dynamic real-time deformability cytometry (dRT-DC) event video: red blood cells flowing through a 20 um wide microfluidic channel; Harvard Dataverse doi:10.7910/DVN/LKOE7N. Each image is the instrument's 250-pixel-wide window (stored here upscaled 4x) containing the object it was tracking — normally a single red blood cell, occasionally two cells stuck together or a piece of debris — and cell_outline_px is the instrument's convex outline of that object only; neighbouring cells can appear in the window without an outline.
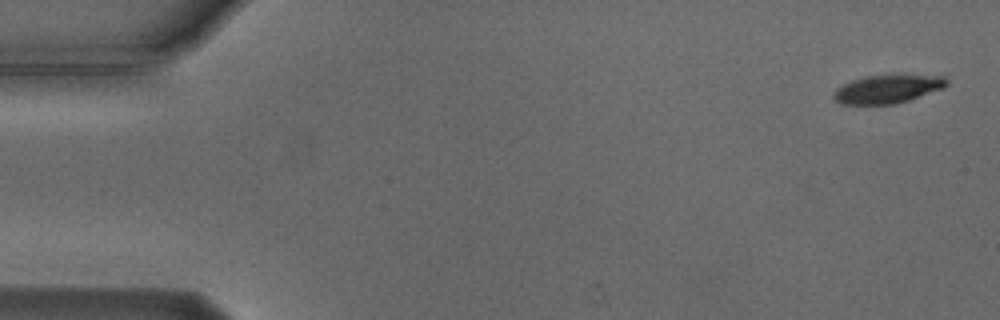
{"species": "Egyptian fruit bat (a non-hibernating species)", "species_latin": "Rousettus aegyptiacus", "temperature_condition": "cold", "stored_images_in_passage": 5, "camera_frame_rate_fps": 3000, "um_per_image_px": 0.085, "animal": {"sex": "male"}, "frame": {"image": 1, "passage_image": 1, "time_ms": 0.0, "image_size_px": [1000, 320], "cell_outline_px": [[948, 84], [944, 88], [896, 104], [840, 104], [832, 96], [836, 88], [852, 80], [868, 76], [944, 76], [948, 80]], "centroid_in_image_um": [75.43, 7.59], "position_along_channel_um": 9.6, "area_um2": 18.26}}
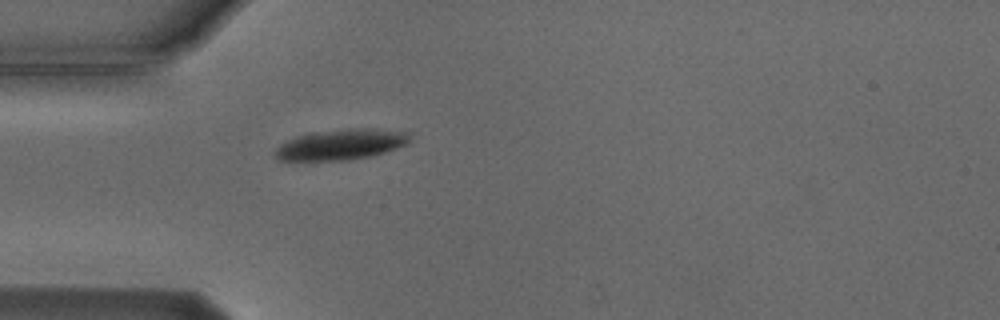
{"frame": {"image": 2, "passage_image": 5, "time_ms": 4.667, "image_size_px": [1000, 320], "cell_outline_px": [[408, 144], [372, 156], [348, 160], [280, 160], [272, 152], [280, 144], [288, 140], [312, 132], [348, 128], [376, 128], [408, 132]], "centroid_in_image_um": [29.0, 12.27], "position_along_channel_um": 56.0, "area_um2": 23.93}}